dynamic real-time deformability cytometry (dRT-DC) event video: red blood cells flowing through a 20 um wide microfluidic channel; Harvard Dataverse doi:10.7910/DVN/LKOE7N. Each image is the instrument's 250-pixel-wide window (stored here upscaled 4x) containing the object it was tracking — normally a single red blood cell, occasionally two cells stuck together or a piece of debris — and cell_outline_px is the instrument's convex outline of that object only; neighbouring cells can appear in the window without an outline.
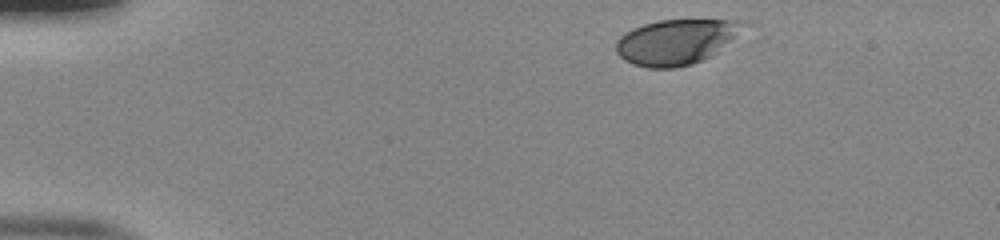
{"species": "human", "species_latin": "Homo sapiens", "temperature_condition": "room temperature", "stored_images_in_passage": 37, "camera_frame_rate_fps": 3000, "um_per_image_px": 0.085, "donor": {"sex": "male"}, "frame": {"image": 1, "passage_image": 1, "time_ms": 0.0, "image_size_px": [1000, 240], "cell_outline_px": [[752, 24], [712, 56], [692, 64], [672, 68], [648, 68], [632, 64], [624, 60], [616, 52], [616, 40], [620, 36], [632, 28], [644, 24], [660, 20], [748, 20]], "centroid_in_image_um": [57.53, 3.54], "position_along_channel_um": 27.5, "area_um2": 33.99}}
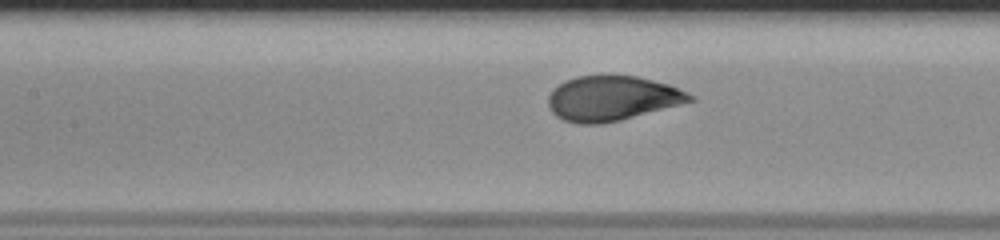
{"frame": {"image": 2, "passage_image": 17, "time_ms": 5.333, "image_size_px": [1000, 240], "cell_outline_px": [[696, 100], [620, 120], [600, 124], [576, 124], [564, 120], [556, 116], [552, 112], [548, 104], [548, 96], [564, 80], [576, 76], [636, 76], [668, 84], [696, 96]], "centroid_in_image_um": [52.03, 8.37], "position_along_channel_um": 155.4, "area_um2": 36.76}}
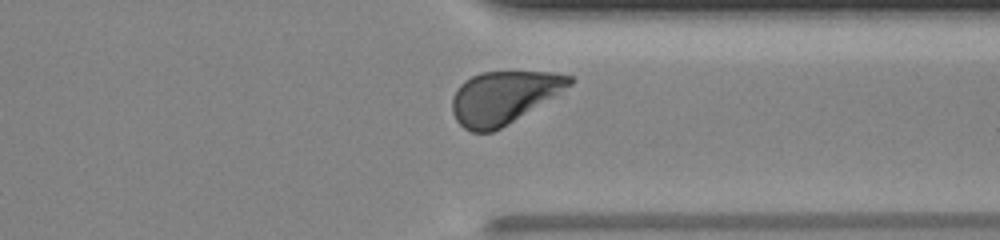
{"frame": {"image": 3, "passage_image": 33, "time_ms": 10.667, "image_size_px": [1000, 240], "cell_outline_px": [[576, 80], [572, 84], [500, 128], [492, 132], [472, 132], [464, 128], [456, 120], [452, 112], [452, 96], [456, 88], [464, 80], [480, 72], [556, 72], [572, 76]], "centroid_in_image_um": [42.75, 8.26], "position_along_channel_um": 368.6, "area_um2": 35.49}, "authors_computed_cell_mechanics": {"area_um2": 36.8186, "velocity_mm_per_s": 4.0011, "shape_relaxation_time_tau1_ms": 2.5261, "shape_relaxation_time_tau2_ms": null, "deformation_change_tau1": 0.1488, "deformation_change_tau2": null}}